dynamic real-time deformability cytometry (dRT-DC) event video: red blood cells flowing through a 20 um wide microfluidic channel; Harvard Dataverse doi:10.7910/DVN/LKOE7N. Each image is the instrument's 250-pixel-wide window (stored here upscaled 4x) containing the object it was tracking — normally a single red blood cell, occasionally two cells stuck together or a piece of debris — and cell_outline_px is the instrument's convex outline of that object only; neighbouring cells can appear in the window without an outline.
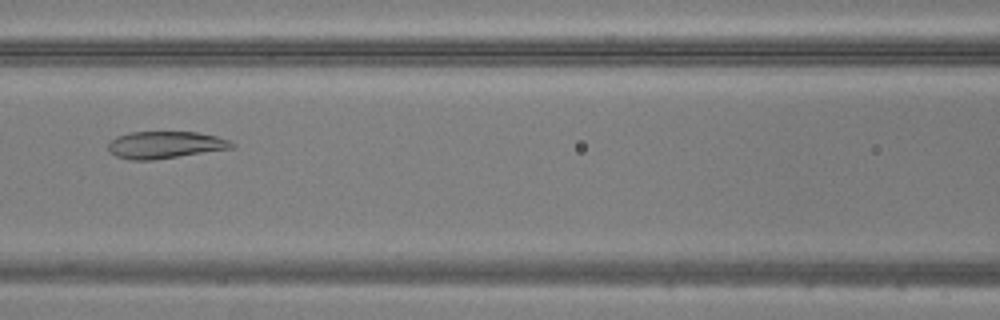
{"species": "common noctule bat (a hibernating species)", "species_latin": "Nyctalus noctula", "temperature_condition": "warm", "stored_images_in_passage": 49, "camera_frame_rate_fps": 3000, "um_per_image_px": 0.085, "animal": {"sex": "male", "body_mass_g": 20.5, "forearm_length_mm": 52.5}, "frame": {"image": 1, "passage_image": 22, "time_ms": 7.0, "image_size_px": [1000, 320], "cell_outline_px": [[236, 144], [232, 148], [152, 160], [132, 160], [116, 156], [108, 148], [108, 144], [116, 136], [132, 132], [196, 132], [216, 136], [228, 140]], "centroid_in_image_um": [14.03, 12.31], "position_along_channel_um": 152.6, "area_um2": 19.25}}
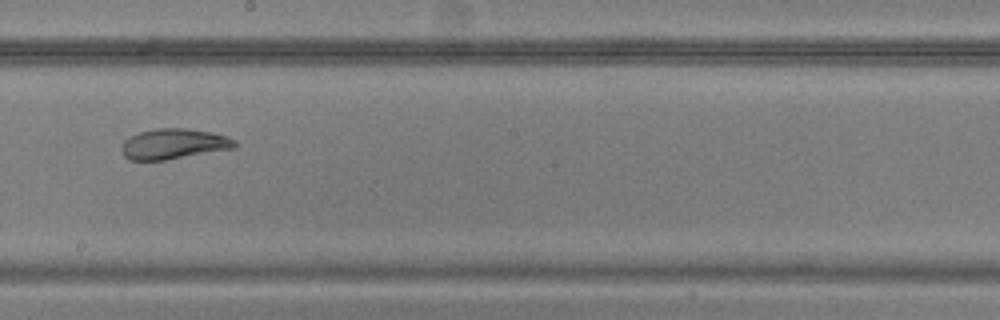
{"frame": {"image": 2, "passage_image": 28, "time_ms": 9.0, "image_size_px": [1000, 320], "cell_outline_px": [[236, 148], [164, 160], [128, 160], [124, 156], [120, 148], [124, 140], [140, 132], [156, 128], [188, 128], [212, 132], [228, 136], [236, 140]], "centroid_in_image_um": [14.78, 12.23], "position_along_channel_um": 233.4, "area_um2": 20.17}}
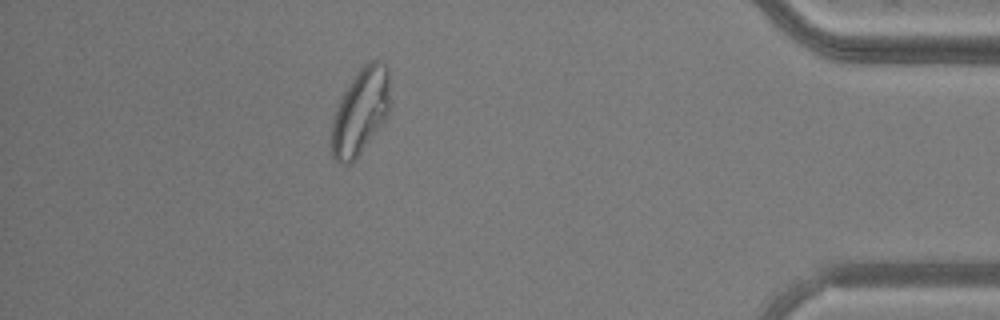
{"frame": {"image": 3, "passage_image": 44, "time_ms": 14.333, "image_size_px": [1000, 320], "cell_outline_px": [[392, 108], [388, 116], [356, 160], [352, 164], [340, 164], [332, 156], [332, 124], [340, 100], [344, 92], [356, 72], [368, 60], [380, 60], [388, 68], [392, 104]], "centroid_in_image_um": [30.7, 9.47], "position_along_channel_um": 404.5, "area_um2": 29.82}}